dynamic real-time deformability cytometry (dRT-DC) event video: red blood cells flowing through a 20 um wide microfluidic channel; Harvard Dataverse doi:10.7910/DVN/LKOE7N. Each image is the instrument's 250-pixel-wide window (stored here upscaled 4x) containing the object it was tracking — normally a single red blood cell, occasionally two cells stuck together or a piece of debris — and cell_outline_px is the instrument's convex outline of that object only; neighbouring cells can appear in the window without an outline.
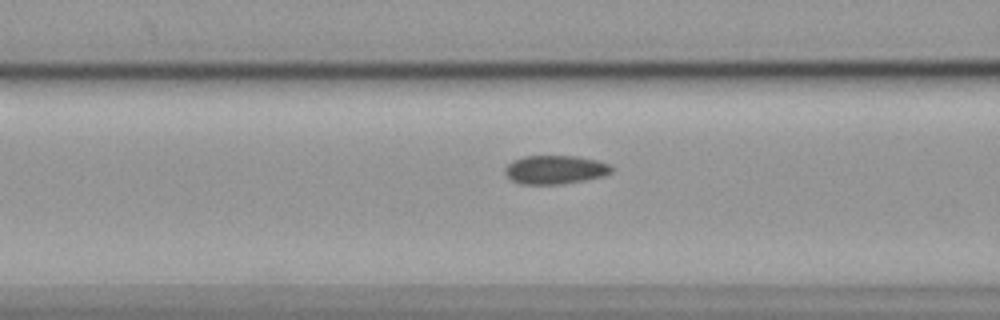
{"species": "common noctule bat (a hibernating species)", "species_latin": "Nyctalus noctula", "temperature_condition": "cold", "stored_images_in_passage": 56, "camera_frame_rate_fps": 3000, "um_per_image_px": 0.085, "animal": {"sex": "female", "body_mass_g": 19.9}, "frame": {"image": 1, "passage_image": 22, "time_ms": 7.0, "image_size_px": [1000, 320], "cell_outline_px": [[612, 172], [604, 176], [584, 180], [560, 184], [520, 184], [512, 180], [504, 172], [504, 168], [512, 160], [524, 156], [576, 156], [596, 160], [612, 164]], "centroid_in_image_um": [47.19, 14.42], "position_along_channel_um": 119.4, "area_um2": 17.86}}
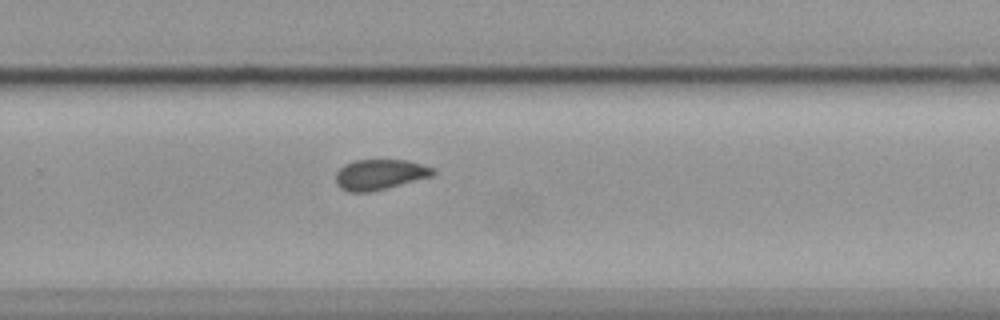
{"frame": {"image": 2, "passage_image": 37, "time_ms": 12.0, "image_size_px": [1000, 320], "cell_outline_px": [[436, 172], [432, 176], [368, 192], [348, 192], [340, 188], [336, 184], [336, 172], [344, 164], [356, 160], [404, 160], [436, 168]], "centroid_in_image_um": [32.26, 14.83], "position_along_channel_um": 297.5, "area_um2": 17.05}}
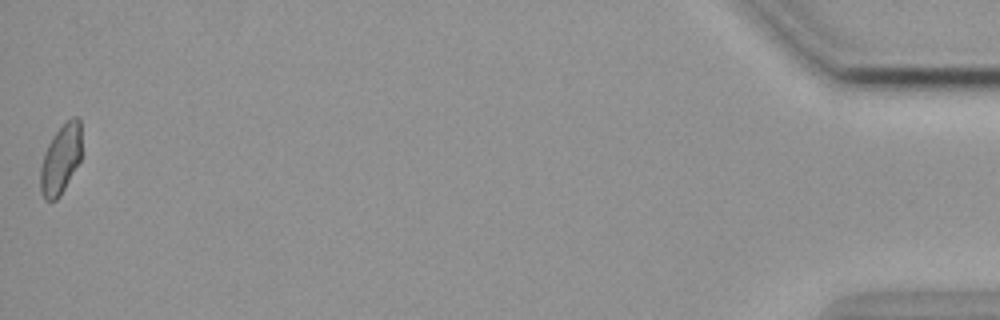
{"frame": {"image": 3, "passage_image": 56, "time_ms": 18.333, "image_size_px": [1000, 320], "cell_outline_px": [[80, 160], [60, 196], [56, 200], [44, 200], [40, 192], [40, 168], [44, 152], [52, 136], [72, 116], [76, 116], [80, 120]], "centroid_in_image_um": [5.13, 13.56], "position_along_channel_um": 430.1, "area_um2": 16.53}, "authors_computed_cell_mechanics": {"area_um2": 17.629, "velocity_mm_per_s": 3.5743, "shape_relaxation_time_tau1_ms": null, "shape_relaxation_time_tau2_ms": 3.6441, "deformation_change_tau1": null, "deformation_change_tau2": 0.0651}}